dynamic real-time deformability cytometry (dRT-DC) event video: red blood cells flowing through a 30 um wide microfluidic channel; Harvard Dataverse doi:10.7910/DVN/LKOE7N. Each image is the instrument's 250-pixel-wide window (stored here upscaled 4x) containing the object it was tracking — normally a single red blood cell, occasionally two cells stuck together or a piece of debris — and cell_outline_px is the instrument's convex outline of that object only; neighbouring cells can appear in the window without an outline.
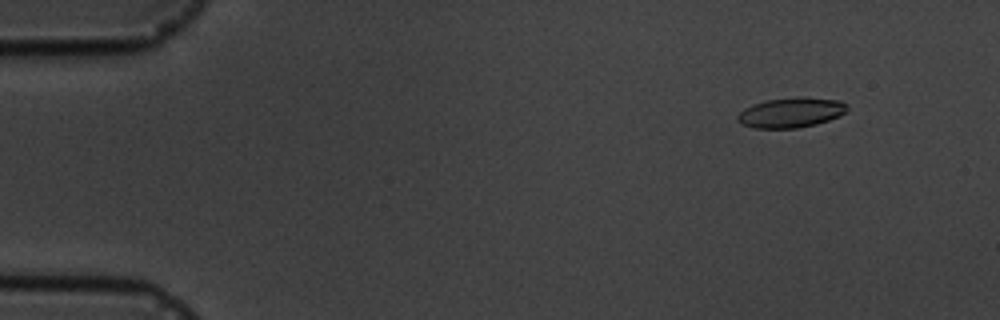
{"species": "common noctule bat (a hibernating species)", "species_latin": "Nyctalus noctula", "temperature_condition": "cold", "stored_images_in_passage": 5, "camera_frame_rate_fps": 3000, "um_per_image_px": 0.085, "animal": {"sex": "male", "body_mass_g": 19.5, "forearm_length_mm": 54.6}, "frame": {"image": 1, "passage_image": 2, "time_ms": 1.0, "image_size_px": [1000, 320], "cell_outline_px": [[848, 108], [840, 116], [816, 124], [796, 128], [756, 128], [744, 124], [736, 120], [736, 116], [744, 108], [752, 104], [768, 100], [796, 96], [800, 96], [840, 100], [848, 104]], "centroid_in_image_um": [67.25, 9.55], "position_along_channel_um": 17.7, "area_um2": 19.25}}
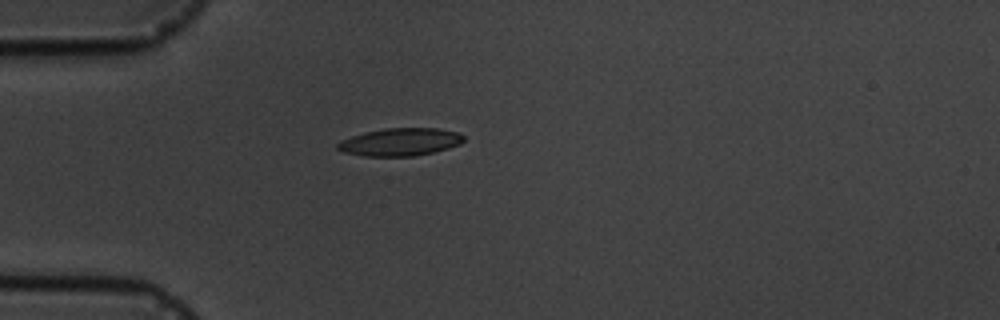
{"frame": {"image": 2, "passage_image": 4, "time_ms": 4.333, "image_size_px": [1000, 320], "cell_outline_px": [[464, 140], [460, 144], [448, 148], [416, 156], [364, 156], [344, 152], [336, 148], [336, 144], [340, 140], [364, 132], [384, 128], [436, 128], [460, 132], [464, 136]], "centroid_in_image_um": [34.01, 12.06], "position_along_channel_um": 51.0, "area_um2": 20.46}}